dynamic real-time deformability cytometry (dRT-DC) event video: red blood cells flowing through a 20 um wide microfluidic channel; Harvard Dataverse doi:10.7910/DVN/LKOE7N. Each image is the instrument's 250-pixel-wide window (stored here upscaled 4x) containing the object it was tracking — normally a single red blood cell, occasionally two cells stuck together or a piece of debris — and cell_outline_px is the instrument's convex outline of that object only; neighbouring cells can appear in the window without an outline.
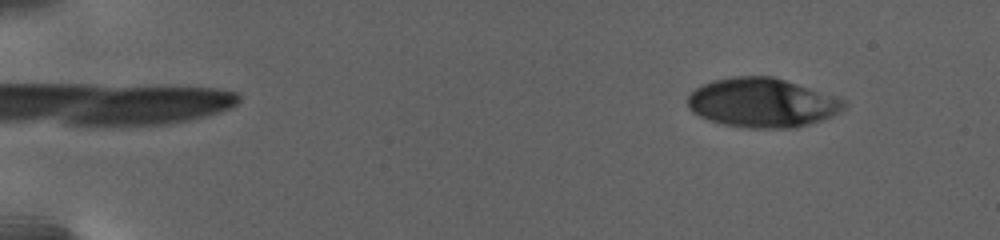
{"species": "human", "species_latin": "Homo sapiens", "temperature_condition": "warm", "stored_images_in_passage": 39, "camera_frame_rate_fps": 3000, "um_per_image_px": 0.085, "donor": {"sex": "female"}, "frame": {"image": 1, "passage_image": 3, "time_ms": 1.667, "image_size_px": [1000, 240], "cell_outline_px": [[848, 104], [840, 112], [832, 116], [796, 128], [748, 128], [724, 124], [708, 120], [692, 112], [688, 108], [688, 96], [696, 88], [704, 84], [716, 80], [736, 76], [772, 76], [844, 100]], "centroid_in_image_um": [64.76, 8.75], "position_along_channel_um": 20.2, "area_um2": 44.33}}
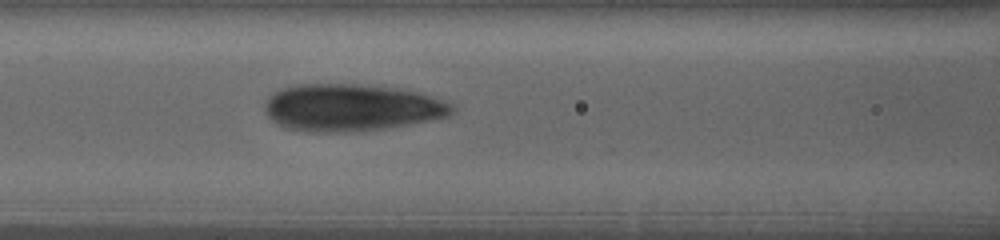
{"frame": {"image": 2, "passage_image": 18, "time_ms": 11.0, "image_size_px": [1000, 240], "cell_outline_px": [[456, 108], [448, 116], [428, 120], [384, 128], [360, 132], [308, 132], [284, 128], [276, 124], [264, 112], [264, 104], [268, 96], [280, 88], [300, 84], [360, 84], [392, 88], [416, 92], [432, 96], [452, 104]], "centroid_in_image_um": [29.79, 9.15], "position_along_channel_um": 136.8, "area_um2": 51.56}}
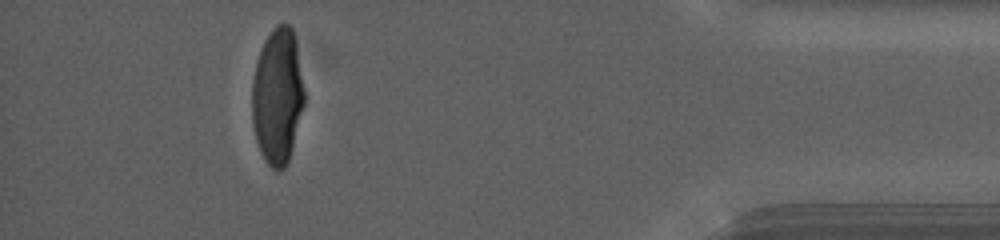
{"frame": {"image": 3, "passage_image": 34, "time_ms": 23.0, "image_size_px": [1000, 240], "cell_outline_px": [[304, 104], [288, 164], [280, 172], [272, 168], [264, 160], [260, 152], [256, 140], [252, 124], [252, 80], [260, 48], [264, 40], [272, 28], [276, 24], [288, 24], [292, 28], [296, 40], [304, 88]], "centroid_in_image_um": [23.58, 8.18], "position_along_channel_um": 411.6, "area_um2": 41.85}, "authors_computed_cell_mechanics": {"area_um2": 45.4308, "velocity_mm_per_s": 2.6681, "shape_relaxation_time_tau1_ms": 6.8128, "shape_relaxation_time_tau2_ms": null, "deformation_change_tau1": 0.2155, "deformation_change_tau2": null}}